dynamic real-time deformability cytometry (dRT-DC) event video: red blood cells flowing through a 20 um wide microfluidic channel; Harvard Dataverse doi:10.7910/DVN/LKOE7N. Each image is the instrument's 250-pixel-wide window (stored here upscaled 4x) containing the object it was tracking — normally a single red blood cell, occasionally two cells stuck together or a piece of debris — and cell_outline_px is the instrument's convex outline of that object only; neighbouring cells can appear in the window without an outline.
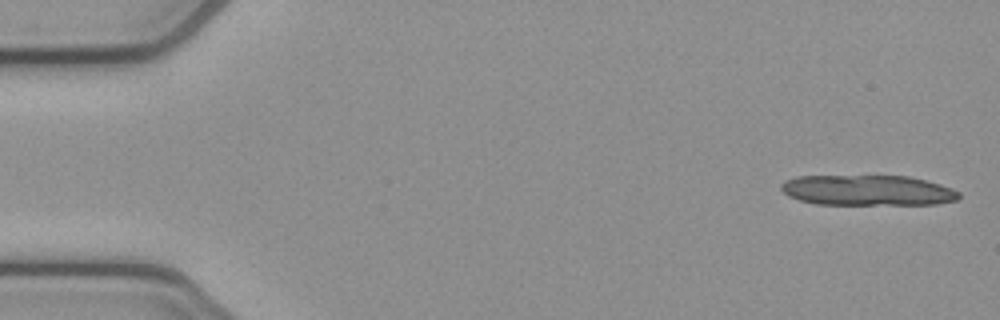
{"species": "common noctule bat (a hibernating species)", "species_latin": "Nyctalus noctula", "temperature_condition": "cold", "stored_images_in_passage": 6, "camera_frame_rate_fps": 3000, "um_per_image_px": 0.085, "animal": {"sex": "female", "body_mass_g": 21.9}, "frame": {"image": 1, "passage_image": 1, "time_ms": 0.0, "image_size_px": [1000, 320], "cell_outline_px": [[960, 196], [956, 200], [936, 204], [816, 204], [800, 200], [788, 196], [780, 188], [780, 184], [784, 180], [796, 176], [908, 176], [940, 184], [952, 188], [960, 192]], "centroid_in_image_um": [73.72, 16.17], "position_along_channel_um": 11.3, "area_um2": 31.56}}